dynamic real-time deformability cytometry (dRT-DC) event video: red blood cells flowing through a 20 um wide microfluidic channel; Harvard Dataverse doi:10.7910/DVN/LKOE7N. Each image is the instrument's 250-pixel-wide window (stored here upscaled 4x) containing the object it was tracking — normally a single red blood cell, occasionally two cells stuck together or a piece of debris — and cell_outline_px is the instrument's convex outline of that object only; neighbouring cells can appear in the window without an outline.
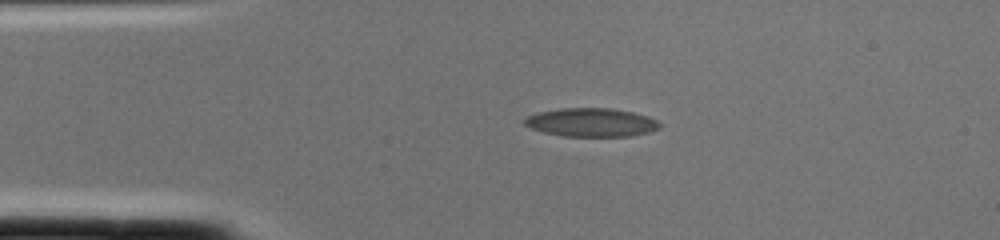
{"species": "common noctule bat (a hibernating species)", "species_latin": "Nyctalus noctula", "temperature_condition": "cold", "stored_images_in_passage": 1, "camera_frame_rate_fps": 3000, "um_per_image_px": 0.085, "animal": {"sex": "female", "body_mass_g": 22.0, "forearm_length_mm": 56.7}, "frame": {"image": 1, "passage_image": 1, "time_ms": 0.0, "image_size_px": [1000, 240], "cell_outline_px": [[660, 128], [648, 132], [632, 136], [564, 136], [544, 132], [532, 128], [524, 124], [520, 120], [536, 112], [560, 108], [608, 108], [632, 112], [648, 116], [656, 120], [660, 124]], "centroid_in_image_um": [50.23, 10.4], "position_along_channel_um": 34.8, "area_um2": 22.48}}